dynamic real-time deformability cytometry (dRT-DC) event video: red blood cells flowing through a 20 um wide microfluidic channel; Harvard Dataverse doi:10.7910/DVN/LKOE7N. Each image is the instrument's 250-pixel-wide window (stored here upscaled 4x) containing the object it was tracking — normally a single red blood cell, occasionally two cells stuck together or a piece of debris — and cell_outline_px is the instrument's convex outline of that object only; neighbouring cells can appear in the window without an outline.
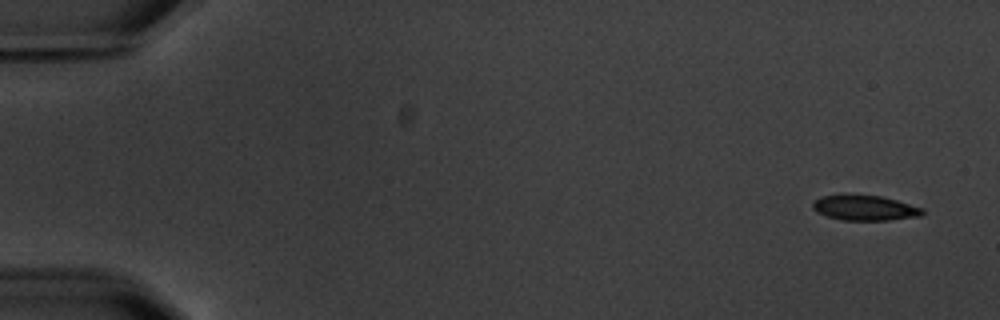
{"species": "common noctule bat (a hibernating species)", "species_latin": "Nyctalus noctula", "temperature_condition": "warm", "stored_images_in_passage": 5, "camera_frame_rate_fps": 3000, "um_per_image_px": 0.085, "animal": {"sex": "male", "body_mass_g": 20.1, "forearm_length_mm": 53.5}, "frame": {"image": 1, "passage_image": 1, "time_ms": 0.0, "image_size_px": [1000, 320], "cell_outline_px": [[924, 212], [920, 216], [888, 220], [844, 220], [828, 216], [816, 212], [812, 208], [812, 204], [820, 196], [844, 192], [880, 196], [896, 200], [924, 208]], "centroid_in_image_um": [73.46, 17.63], "position_along_channel_um": 11.5, "area_um2": 16.53}}
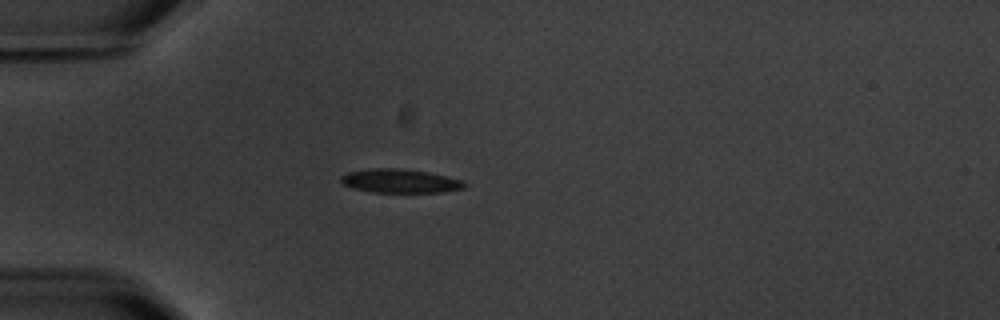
{"frame": {"image": 2, "passage_image": 5, "time_ms": 4.667, "image_size_px": [1000, 320], "cell_outline_px": [[464, 188], [444, 192], [372, 192], [352, 188], [344, 184], [340, 180], [340, 176], [348, 172], [372, 168], [400, 168], [428, 172], [460, 180], [464, 184]], "centroid_in_image_um": [33.95, 15.38], "position_along_channel_um": 51.1, "area_um2": 16.94}}